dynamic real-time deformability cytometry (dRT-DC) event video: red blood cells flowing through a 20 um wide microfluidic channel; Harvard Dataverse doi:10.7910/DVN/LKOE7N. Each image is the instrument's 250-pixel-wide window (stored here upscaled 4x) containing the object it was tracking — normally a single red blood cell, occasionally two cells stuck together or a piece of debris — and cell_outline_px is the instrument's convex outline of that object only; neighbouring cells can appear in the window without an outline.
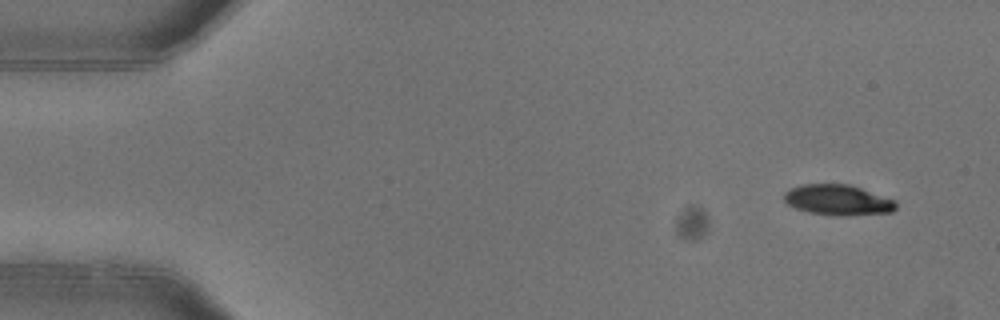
{"species": "common noctule bat (a hibernating species)", "species_latin": "Nyctalus noctula", "temperature_condition": "warm", "stored_images_in_passage": 4, "camera_frame_rate_fps": 3000, "um_per_image_px": 0.085, "animal": {"sex": "female"}, "frame": {"image": 1, "passage_image": 1, "time_ms": 0.0, "image_size_px": [1000, 320], "cell_outline_px": [[896, 208], [892, 212], [836, 216], [808, 212], [796, 208], [788, 204], [784, 200], [784, 192], [788, 188], [800, 184], [848, 184], [896, 200]], "centroid_in_image_um": [71.18, 16.99], "position_along_channel_um": 13.8, "area_um2": 19.88}}